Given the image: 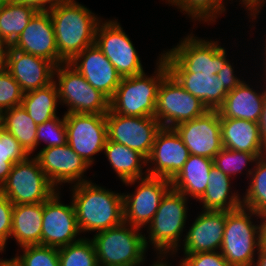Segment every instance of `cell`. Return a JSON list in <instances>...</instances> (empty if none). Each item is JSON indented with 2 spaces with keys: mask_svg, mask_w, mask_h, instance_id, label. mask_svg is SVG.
I'll list each match as a JSON object with an SVG mask.
<instances>
[{
  "mask_svg": "<svg viewBox=\"0 0 266 266\" xmlns=\"http://www.w3.org/2000/svg\"><path fill=\"white\" fill-rule=\"evenodd\" d=\"M72 203L80 233L101 232L123 222V193L92 183L71 186Z\"/></svg>",
  "mask_w": 266,
  "mask_h": 266,
  "instance_id": "obj_1",
  "label": "cell"
},
{
  "mask_svg": "<svg viewBox=\"0 0 266 266\" xmlns=\"http://www.w3.org/2000/svg\"><path fill=\"white\" fill-rule=\"evenodd\" d=\"M59 56L69 63L86 47L95 44V34L102 20L89 8L68 0L49 11Z\"/></svg>",
  "mask_w": 266,
  "mask_h": 266,
  "instance_id": "obj_2",
  "label": "cell"
},
{
  "mask_svg": "<svg viewBox=\"0 0 266 266\" xmlns=\"http://www.w3.org/2000/svg\"><path fill=\"white\" fill-rule=\"evenodd\" d=\"M155 68L152 76L143 72L122 78L110 99V110L125 116L155 117L158 89L163 78L169 73L160 54Z\"/></svg>",
  "mask_w": 266,
  "mask_h": 266,
  "instance_id": "obj_3",
  "label": "cell"
},
{
  "mask_svg": "<svg viewBox=\"0 0 266 266\" xmlns=\"http://www.w3.org/2000/svg\"><path fill=\"white\" fill-rule=\"evenodd\" d=\"M188 198L172 188L162 198L159 208L147 226L148 237L144 234L147 249L149 243L160 256L176 255L181 246L185 229ZM148 239V241H147ZM149 242V243H148ZM171 253V254H170Z\"/></svg>",
  "mask_w": 266,
  "mask_h": 266,
  "instance_id": "obj_4",
  "label": "cell"
},
{
  "mask_svg": "<svg viewBox=\"0 0 266 266\" xmlns=\"http://www.w3.org/2000/svg\"><path fill=\"white\" fill-rule=\"evenodd\" d=\"M226 49L218 41L203 40L191 34L172 49L161 52L169 73L216 75L228 61Z\"/></svg>",
  "mask_w": 266,
  "mask_h": 266,
  "instance_id": "obj_5",
  "label": "cell"
},
{
  "mask_svg": "<svg viewBox=\"0 0 266 266\" xmlns=\"http://www.w3.org/2000/svg\"><path fill=\"white\" fill-rule=\"evenodd\" d=\"M142 229L124 221L115 227L95 233L91 239L98 266H140L147 247Z\"/></svg>",
  "mask_w": 266,
  "mask_h": 266,
  "instance_id": "obj_6",
  "label": "cell"
},
{
  "mask_svg": "<svg viewBox=\"0 0 266 266\" xmlns=\"http://www.w3.org/2000/svg\"><path fill=\"white\" fill-rule=\"evenodd\" d=\"M252 216L258 217V213L243 206L226 211L220 252L231 266H253L255 262L261 244L260 225H255Z\"/></svg>",
  "mask_w": 266,
  "mask_h": 266,
  "instance_id": "obj_7",
  "label": "cell"
},
{
  "mask_svg": "<svg viewBox=\"0 0 266 266\" xmlns=\"http://www.w3.org/2000/svg\"><path fill=\"white\" fill-rule=\"evenodd\" d=\"M54 82L58 89L59 103L68 108L65 113L106 115L109 112L110 99L93 88L69 63L55 67Z\"/></svg>",
  "mask_w": 266,
  "mask_h": 266,
  "instance_id": "obj_8",
  "label": "cell"
},
{
  "mask_svg": "<svg viewBox=\"0 0 266 266\" xmlns=\"http://www.w3.org/2000/svg\"><path fill=\"white\" fill-rule=\"evenodd\" d=\"M57 189L51 184L38 160L31 155L12 166L0 192L14 205L43 203Z\"/></svg>",
  "mask_w": 266,
  "mask_h": 266,
  "instance_id": "obj_9",
  "label": "cell"
},
{
  "mask_svg": "<svg viewBox=\"0 0 266 266\" xmlns=\"http://www.w3.org/2000/svg\"><path fill=\"white\" fill-rule=\"evenodd\" d=\"M208 110L200 99L187 92L170 73L163 78L155 108V118L161 127L174 128L204 115Z\"/></svg>",
  "mask_w": 266,
  "mask_h": 266,
  "instance_id": "obj_10",
  "label": "cell"
},
{
  "mask_svg": "<svg viewBox=\"0 0 266 266\" xmlns=\"http://www.w3.org/2000/svg\"><path fill=\"white\" fill-rule=\"evenodd\" d=\"M138 183L135 191L123 193V221L137 228H146L159 208L162 198L172 188L171 181L163 177L146 176L124 182Z\"/></svg>",
  "mask_w": 266,
  "mask_h": 266,
  "instance_id": "obj_11",
  "label": "cell"
},
{
  "mask_svg": "<svg viewBox=\"0 0 266 266\" xmlns=\"http://www.w3.org/2000/svg\"><path fill=\"white\" fill-rule=\"evenodd\" d=\"M95 44L122 78L145 72L134 44L116 19L99 22Z\"/></svg>",
  "mask_w": 266,
  "mask_h": 266,
  "instance_id": "obj_12",
  "label": "cell"
},
{
  "mask_svg": "<svg viewBox=\"0 0 266 266\" xmlns=\"http://www.w3.org/2000/svg\"><path fill=\"white\" fill-rule=\"evenodd\" d=\"M67 144L91 167L107 140L105 114L64 113Z\"/></svg>",
  "mask_w": 266,
  "mask_h": 266,
  "instance_id": "obj_13",
  "label": "cell"
},
{
  "mask_svg": "<svg viewBox=\"0 0 266 266\" xmlns=\"http://www.w3.org/2000/svg\"><path fill=\"white\" fill-rule=\"evenodd\" d=\"M107 140L123 144L142 154L150 155L157 132L162 128L155 117H133L113 113L106 114Z\"/></svg>",
  "mask_w": 266,
  "mask_h": 266,
  "instance_id": "obj_14",
  "label": "cell"
},
{
  "mask_svg": "<svg viewBox=\"0 0 266 266\" xmlns=\"http://www.w3.org/2000/svg\"><path fill=\"white\" fill-rule=\"evenodd\" d=\"M57 190L43 202L42 246L60 248L80 240L75 209L72 201L65 205Z\"/></svg>",
  "mask_w": 266,
  "mask_h": 266,
  "instance_id": "obj_15",
  "label": "cell"
},
{
  "mask_svg": "<svg viewBox=\"0 0 266 266\" xmlns=\"http://www.w3.org/2000/svg\"><path fill=\"white\" fill-rule=\"evenodd\" d=\"M34 157L57 190L63 183L75 185L89 181L84 173L90 166L68 144L42 148Z\"/></svg>",
  "mask_w": 266,
  "mask_h": 266,
  "instance_id": "obj_16",
  "label": "cell"
},
{
  "mask_svg": "<svg viewBox=\"0 0 266 266\" xmlns=\"http://www.w3.org/2000/svg\"><path fill=\"white\" fill-rule=\"evenodd\" d=\"M189 155L188 148L176 130L162 127L155 136L147 158L148 176L163 177L171 181L182 169Z\"/></svg>",
  "mask_w": 266,
  "mask_h": 266,
  "instance_id": "obj_17",
  "label": "cell"
},
{
  "mask_svg": "<svg viewBox=\"0 0 266 266\" xmlns=\"http://www.w3.org/2000/svg\"><path fill=\"white\" fill-rule=\"evenodd\" d=\"M191 155L213 159L222 149L220 115L208 110L204 115L174 127Z\"/></svg>",
  "mask_w": 266,
  "mask_h": 266,
  "instance_id": "obj_18",
  "label": "cell"
},
{
  "mask_svg": "<svg viewBox=\"0 0 266 266\" xmlns=\"http://www.w3.org/2000/svg\"><path fill=\"white\" fill-rule=\"evenodd\" d=\"M11 47L45 58L55 66L66 63L58 54L52 19L48 11H38Z\"/></svg>",
  "mask_w": 266,
  "mask_h": 266,
  "instance_id": "obj_19",
  "label": "cell"
},
{
  "mask_svg": "<svg viewBox=\"0 0 266 266\" xmlns=\"http://www.w3.org/2000/svg\"><path fill=\"white\" fill-rule=\"evenodd\" d=\"M69 64L78 71L95 89L109 99L114 96L122 77L106 58L103 52L93 44L77 54Z\"/></svg>",
  "mask_w": 266,
  "mask_h": 266,
  "instance_id": "obj_20",
  "label": "cell"
},
{
  "mask_svg": "<svg viewBox=\"0 0 266 266\" xmlns=\"http://www.w3.org/2000/svg\"><path fill=\"white\" fill-rule=\"evenodd\" d=\"M55 65L42 57L9 46L5 69L24 93L43 88L54 81Z\"/></svg>",
  "mask_w": 266,
  "mask_h": 266,
  "instance_id": "obj_21",
  "label": "cell"
},
{
  "mask_svg": "<svg viewBox=\"0 0 266 266\" xmlns=\"http://www.w3.org/2000/svg\"><path fill=\"white\" fill-rule=\"evenodd\" d=\"M225 222L226 211L202 210L184 236V255L220 250Z\"/></svg>",
  "mask_w": 266,
  "mask_h": 266,
  "instance_id": "obj_22",
  "label": "cell"
},
{
  "mask_svg": "<svg viewBox=\"0 0 266 266\" xmlns=\"http://www.w3.org/2000/svg\"><path fill=\"white\" fill-rule=\"evenodd\" d=\"M223 148L253 153L257 158L266 155L259 124L253 121L220 118Z\"/></svg>",
  "mask_w": 266,
  "mask_h": 266,
  "instance_id": "obj_23",
  "label": "cell"
},
{
  "mask_svg": "<svg viewBox=\"0 0 266 266\" xmlns=\"http://www.w3.org/2000/svg\"><path fill=\"white\" fill-rule=\"evenodd\" d=\"M264 88L259 93L252 86L250 87L249 83L242 81L228 92L224 103L217 109L220 118L243 119L258 123L266 97V86Z\"/></svg>",
  "mask_w": 266,
  "mask_h": 266,
  "instance_id": "obj_24",
  "label": "cell"
},
{
  "mask_svg": "<svg viewBox=\"0 0 266 266\" xmlns=\"http://www.w3.org/2000/svg\"><path fill=\"white\" fill-rule=\"evenodd\" d=\"M213 159L189 155L179 173L171 180L172 189L198 201L205 193Z\"/></svg>",
  "mask_w": 266,
  "mask_h": 266,
  "instance_id": "obj_25",
  "label": "cell"
},
{
  "mask_svg": "<svg viewBox=\"0 0 266 266\" xmlns=\"http://www.w3.org/2000/svg\"><path fill=\"white\" fill-rule=\"evenodd\" d=\"M43 203L13 205L10 238L20 247L42 245Z\"/></svg>",
  "mask_w": 266,
  "mask_h": 266,
  "instance_id": "obj_26",
  "label": "cell"
},
{
  "mask_svg": "<svg viewBox=\"0 0 266 266\" xmlns=\"http://www.w3.org/2000/svg\"><path fill=\"white\" fill-rule=\"evenodd\" d=\"M170 74L187 92L200 99L209 110H217L224 103L228 94L217 74Z\"/></svg>",
  "mask_w": 266,
  "mask_h": 266,
  "instance_id": "obj_27",
  "label": "cell"
},
{
  "mask_svg": "<svg viewBox=\"0 0 266 266\" xmlns=\"http://www.w3.org/2000/svg\"><path fill=\"white\" fill-rule=\"evenodd\" d=\"M231 179L214 165L210 169L205 193L198 200L204 210L232 211L242 207L241 195L231 191Z\"/></svg>",
  "mask_w": 266,
  "mask_h": 266,
  "instance_id": "obj_28",
  "label": "cell"
},
{
  "mask_svg": "<svg viewBox=\"0 0 266 266\" xmlns=\"http://www.w3.org/2000/svg\"><path fill=\"white\" fill-rule=\"evenodd\" d=\"M103 151L122 183L148 175L147 170L143 172L147 159L139 152L110 140H106Z\"/></svg>",
  "mask_w": 266,
  "mask_h": 266,
  "instance_id": "obj_29",
  "label": "cell"
},
{
  "mask_svg": "<svg viewBox=\"0 0 266 266\" xmlns=\"http://www.w3.org/2000/svg\"><path fill=\"white\" fill-rule=\"evenodd\" d=\"M58 102V89L53 81L43 88L24 93L21 106L38 125L57 116Z\"/></svg>",
  "mask_w": 266,
  "mask_h": 266,
  "instance_id": "obj_30",
  "label": "cell"
},
{
  "mask_svg": "<svg viewBox=\"0 0 266 266\" xmlns=\"http://www.w3.org/2000/svg\"><path fill=\"white\" fill-rule=\"evenodd\" d=\"M4 129L9 132L29 154L37 149V124L20 105L3 111Z\"/></svg>",
  "mask_w": 266,
  "mask_h": 266,
  "instance_id": "obj_31",
  "label": "cell"
},
{
  "mask_svg": "<svg viewBox=\"0 0 266 266\" xmlns=\"http://www.w3.org/2000/svg\"><path fill=\"white\" fill-rule=\"evenodd\" d=\"M38 11L7 0L0 10V36L11 46Z\"/></svg>",
  "mask_w": 266,
  "mask_h": 266,
  "instance_id": "obj_32",
  "label": "cell"
},
{
  "mask_svg": "<svg viewBox=\"0 0 266 266\" xmlns=\"http://www.w3.org/2000/svg\"><path fill=\"white\" fill-rule=\"evenodd\" d=\"M253 165V169H247L246 175L251 179L242 197V206L259 214L266 211V155L258 158Z\"/></svg>",
  "mask_w": 266,
  "mask_h": 266,
  "instance_id": "obj_33",
  "label": "cell"
},
{
  "mask_svg": "<svg viewBox=\"0 0 266 266\" xmlns=\"http://www.w3.org/2000/svg\"><path fill=\"white\" fill-rule=\"evenodd\" d=\"M225 0H166L168 5L179 8L193 21L213 23L217 17L226 12ZM225 11V12H224ZM218 15V16H217Z\"/></svg>",
  "mask_w": 266,
  "mask_h": 266,
  "instance_id": "obj_34",
  "label": "cell"
},
{
  "mask_svg": "<svg viewBox=\"0 0 266 266\" xmlns=\"http://www.w3.org/2000/svg\"><path fill=\"white\" fill-rule=\"evenodd\" d=\"M59 266H98L91 238H81L58 248Z\"/></svg>",
  "mask_w": 266,
  "mask_h": 266,
  "instance_id": "obj_35",
  "label": "cell"
},
{
  "mask_svg": "<svg viewBox=\"0 0 266 266\" xmlns=\"http://www.w3.org/2000/svg\"><path fill=\"white\" fill-rule=\"evenodd\" d=\"M29 156L9 132L0 130V188L6 182L12 166Z\"/></svg>",
  "mask_w": 266,
  "mask_h": 266,
  "instance_id": "obj_36",
  "label": "cell"
},
{
  "mask_svg": "<svg viewBox=\"0 0 266 266\" xmlns=\"http://www.w3.org/2000/svg\"><path fill=\"white\" fill-rule=\"evenodd\" d=\"M21 250L22 255L17 253L12 258V266H59L58 248L27 245Z\"/></svg>",
  "mask_w": 266,
  "mask_h": 266,
  "instance_id": "obj_37",
  "label": "cell"
},
{
  "mask_svg": "<svg viewBox=\"0 0 266 266\" xmlns=\"http://www.w3.org/2000/svg\"><path fill=\"white\" fill-rule=\"evenodd\" d=\"M257 159L253 153L223 148L213 158V165L227 176L234 177L236 173H243L242 170L246 165L250 164V162L255 163Z\"/></svg>",
  "mask_w": 266,
  "mask_h": 266,
  "instance_id": "obj_38",
  "label": "cell"
},
{
  "mask_svg": "<svg viewBox=\"0 0 266 266\" xmlns=\"http://www.w3.org/2000/svg\"><path fill=\"white\" fill-rule=\"evenodd\" d=\"M37 146L40 141L47 143L43 148L62 146L67 144V132L65 124V116H58L37 125Z\"/></svg>",
  "mask_w": 266,
  "mask_h": 266,
  "instance_id": "obj_39",
  "label": "cell"
},
{
  "mask_svg": "<svg viewBox=\"0 0 266 266\" xmlns=\"http://www.w3.org/2000/svg\"><path fill=\"white\" fill-rule=\"evenodd\" d=\"M24 92L5 69H0V109L7 110L22 104Z\"/></svg>",
  "mask_w": 266,
  "mask_h": 266,
  "instance_id": "obj_40",
  "label": "cell"
},
{
  "mask_svg": "<svg viewBox=\"0 0 266 266\" xmlns=\"http://www.w3.org/2000/svg\"><path fill=\"white\" fill-rule=\"evenodd\" d=\"M184 257L180 260V266H231L220 251L199 252Z\"/></svg>",
  "mask_w": 266,
  "mask_h": 266,
  "instance_id": "obj_41",
  "label": "cell"
},
{
  "mask_svg": "<svg viewBox=\"0 0 266 266\" xmlns=\"http://www.w3.org/2000/svg\"><path fill=\"white\" fill-rule=\"evenodd\" d=\"M13 203L0 192V251H4L12 229Z\"/></svg>",
  "mask_w": 266,
  "mask_h": 266,
  "instance_id": "obj_42",
  "label": "cell"
},
{
  "mask_svg": "<svg viewBox=\"0 0 266 266\" xmlns=\"http://www.w3.org/2000/svg\"><path fill=\"white\" fill-rule=\"evenodd\" d=\"M229 60L223 66V68L218 72V78L222 81L224 88L229 92L232 91L236 86H238L242 81L239 77L234 74V67Z\"/></svg>",
  "mask_w": 266,
  "mask_h": 266,
  "instance_id": "obj_43",
  "label": "cell"
},
{
  "mask_svg": "<svg viewBox=\"0 0 266 266\" xmlns=\"http://www.w3.org/2000/svg\"><path fill=\"white\" fill-rule=\"evenodd\" d=\"M12 2L28 5L35 8L37 11H49L60 3L68 0H11Z\"/></svg>",
  "mask_w": 266,
  "mask_h": 266,
  "instance_id": "obj_44",
  "label": "cell"
},
{
  "mask_svg": "<svg viewBox=\"0 0 266 266\" xmlns=\"http://www.w3.org/2000/svg\"><path fill=\"white\" fill-rule=\"evenodd\" d=\"M241 4L245 6V9H247L250 12L248 16L250 15V18L252 17V21L256 19V16H258L261 8L264 7V4L266 3V0H240ZM254 17V18H253Z\"/></svg>",
  "mask_w": 266,
  "mask_h": 266,
  "instance_id": "obj_45",
  "label": "cell"
},
{
  "mask_svg": "<svg viewBox=\"0 0 266 266\" xmlns=\"http://www.w3.org/2000/svg\"><path fill=\"white\" fill-rule=\"evenodd\" d=\"M259 128H260V134H261V138H262V142L264 143L265 147H266V97L263 103V107H262V113H261V117L259 119Z\"/></svg>",
  "mask_w": 266,
  "mask_h": 266,
  "instance_id": "obj_46",
  "label": "cell"
},
{
  "mask_svg": "<svg viewBox=\"0 0 266 266\" xmlns=\"http://www.w3.org/2000/svg\"><path fill=\"white\" fill-rule=\"evenodd\" d=\"M9 44L0 36V69L5 68Z\"/></svg>",
  "mask_w": 266,
  "mask_h": 266,
  "instance_id": "obj_47",
  "label": "cell"
},
{
  "mask_svg": "<svg viewBox=\"0 0 266 266\" xmlns=\"http://www.w3.org/2000/svg\"><path fill=\"white\" fill-rule=\"evenodd\" d=\"M260 221V242L261 245H266V211L258 214Z\"/></svg>",
  "mask_w": 266,
  "mask_h": 266,
  "instance_id": "obj_48",
  "label": "cell"
},
{
  "mask_svg": "<svg viewBox=\"0 0 266 266\" xmlns=\"http://www.w3.org/2000/svg\"><path fill=\"white\" fill-rule=\"evenodd\" d=\"M253 266H266V245H261L257 253V259Z\"/></svg>",
  "mask_w": 266,
  "mask_h": 266,
  "instance_id": "obj_49",
  "label": "cell"
},
{
  "mask_svg": "<svg viewBox=\"0 0 266 266\" xmlns=\"http://www.w3.org/2000/svg\"><path fill=\"white\" fill-rule=\"evenodd\" d=\"M166 258L168 259V256L166 257V256L157 255V261L153 262L152 266H170L171 263H169L168 265Z\"/></svg>",
  "mask_w": 266,
  "mask_h": 266,
  "instance_id": "obj_50",
  "label": "cell"
},
{
  "mask_svg": "<svg viewBox=\"0 0 266 266\" xmlns=\"http://www.w3.org/2000/svg\"><path fill=\"white\" fill-rule=\"evenodd\" d=\"M0 266H12V258L4 260L0 258Z\"/></svg>",
  "mask_w": 266,
  "mask_h": 266,
  "instance_id": "obj_51",
  "label": "cell"
},
{
  "mask_svg": "<svg viewBox=\"0 0 266 266\" xmlns=\"http://www.w3.org/2000/svg\"><path fill=\"white\" fill-rule=\"evenodd\" d=\"M4 129L3 110L0 109V130Z\"/></svg>",
  "mask_w": 266,
  "mask_h": 266,
  "instance_id": "obj_52",
  "label": "cell"
},
{
  "mask_svg": "<svg viewBox=\"0 0 266 266\" xmlns=\"http://www.w3.org/2000/svg\"><path fill=\"white\" fill-rule=\"evenodd\" d=\"M7 0H0V10L3 8Z\"/></svg>",
  "mask_w": 266,
  "mask_h": 266,
  "instance_id": "obj_53",
  "label": "cell"
},
{
  "mask_svg": "<svg viewBox=\"0 0 266 266\" xmlns=\"http://www.w3.org/2000/svg\"><path fill=\"white\" fill-rule=\"evenodd\" d=\"M265 41H266V39H265ZM265 43H266V42H265ZM264 46H265V47H264V48H265V49H264L265 53H263V54L265 55V57H264V58H265V59H264V63H265V64H264V65H265L264 69H265V68H266V61H265V60H266V45L264 44Z\"/></svg>",
  "mask_w": 266,
  "mask_h": 266,
  "instance_id": "obj_54",
  "label": "cell"
}]
</instances>
